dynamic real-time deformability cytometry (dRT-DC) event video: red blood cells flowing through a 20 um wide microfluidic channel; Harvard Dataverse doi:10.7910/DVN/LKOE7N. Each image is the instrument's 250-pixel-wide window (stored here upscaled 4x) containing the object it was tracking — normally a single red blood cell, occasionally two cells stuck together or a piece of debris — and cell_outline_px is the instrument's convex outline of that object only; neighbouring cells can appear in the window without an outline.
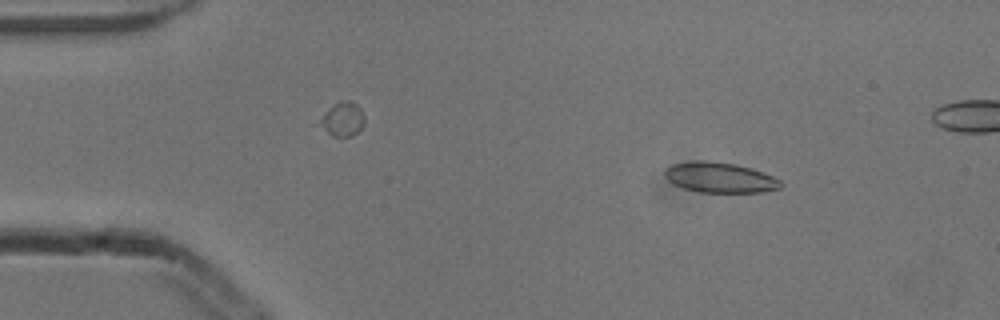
{"species": "common noctule bat (a hibernating species)", "species_latin": "Nyctalus noctula", "temperature_condition": "cold", "stored_images_in_passage": 4, "camera_frame_rate_fps": 3000, "um_per_image_px": 0.085, "animal": {"sex": "male", "body_mass_g": 13.3}, "frame": {"image": 1, "passage_image": 1, "time_ms": 0.0, "image_size_px": [1000, 320], "cell_outline_px": [[784, 184], [780, 188], [764, 192], [700, 192], [684, 188], [672, 184], [664, 176], [664, 168], [672, 164], [692, 160], [708, 160], [736, 164], [752, 168], [772, 176], [780, 180]], "centroid_in_image_um": [61.16, 15.08], "position_along_channel_um": 23.8, "area_um2": 20.75}}
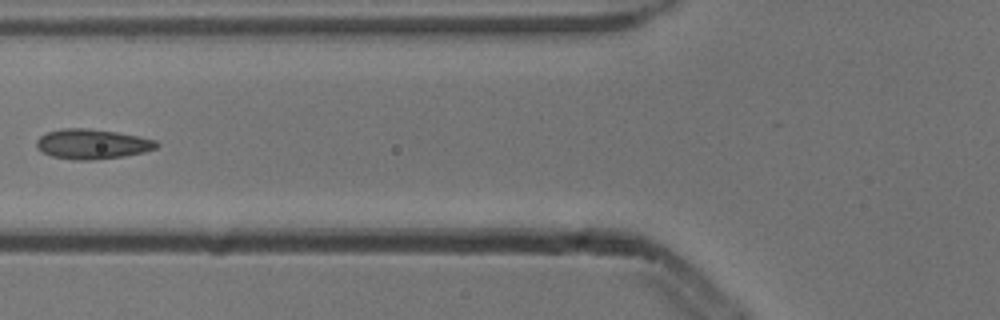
{"frame": {"image": 2, "passage_image": 4, "time_ms": 1.0, "image_size_px": [1000, 320], "cell_outline_px": [[160, 144], [156, 148], [144, 152], [124, 156], [92, 160], [72, 160], [52, 156], [40, 152], [36, 148], [36, 140], [40, 136], [48, 132], [60, 128], [88, 128], [116, 132], [156, 140]], "centroid_in_image_um": [7.8, 12.25], "position_along_channel_um": 118.0, "area_um2": 21.04}}